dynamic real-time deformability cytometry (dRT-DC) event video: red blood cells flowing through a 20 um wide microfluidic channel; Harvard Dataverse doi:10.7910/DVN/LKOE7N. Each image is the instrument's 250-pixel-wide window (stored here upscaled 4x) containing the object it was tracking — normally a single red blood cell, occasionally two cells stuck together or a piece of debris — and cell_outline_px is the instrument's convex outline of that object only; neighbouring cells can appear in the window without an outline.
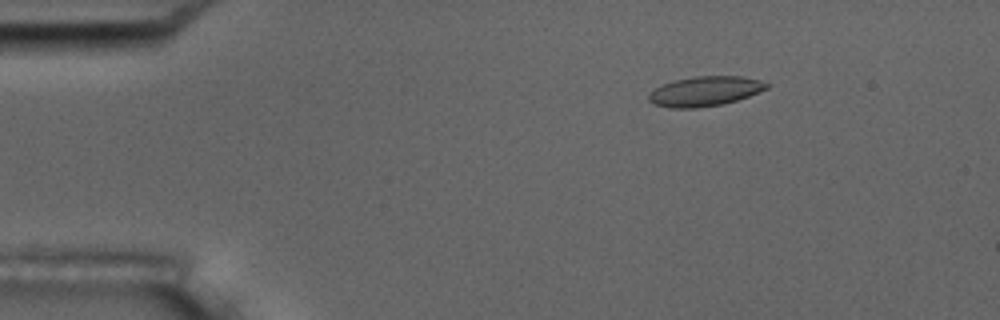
{"species": "common noctule bat (a hibernating species)", "species_latin": "Nyctalus noctula", "temperature_condition": "room temperature", "stored_images_in_passage": 4, "camera_frame_rate_fps": 3000, "um_per_image_px": 0.085, "animal": {"sex": "male", "body_mass_g": 17.5, "forearm_length_mm": 52.3}, "frame": {"image": 1, "passage_image": 3, "time_ms": 2.333, "image_size_px": [1000, 320], "cell_outline_px": [[772, 84], [768, 88], [748, 96], [724, 104], [696, 108], [672, 108], [652, 104], [648, 100], [648, 96], [656, 88], [664, 84], [676, 80], [696, 76], [740, 76], [760, 80]], "centroid_in_image_um": [59.95, 7.76], "position_along_channel_um": 25.1, "area_um2": 20.35}}